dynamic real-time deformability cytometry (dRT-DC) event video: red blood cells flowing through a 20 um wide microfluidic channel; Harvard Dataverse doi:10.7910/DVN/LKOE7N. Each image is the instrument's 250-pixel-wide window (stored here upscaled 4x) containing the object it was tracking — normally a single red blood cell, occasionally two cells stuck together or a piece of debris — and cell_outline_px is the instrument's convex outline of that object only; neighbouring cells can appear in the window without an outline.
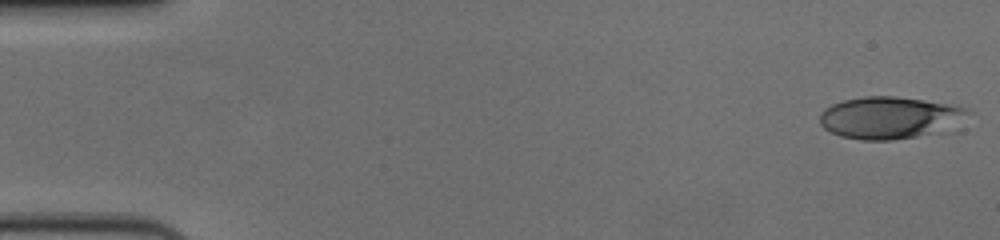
{"species": "human", "species_latin": "Homo sapiens", "temperature_condition": "cold", "stored_images_in_passage": 56, "camera_frame_rate_fps": 3000, "um_per_image_px": 0.085, "donor": {"sex": "female"}, "frame": {"image": 1, "passage_image": 1, "time_ms": 0.0, "image_size_px": [1000, 240], "cell_outline_px": [[972, 112], [952, 132], [892, 140], [860, 140], [840, 136], [824, 128], [820, 124], [820, 112], [824, 108], [832, 104], [844, 100], [864, 96], [896, 96], [924, 100], [968, 108]], "centroid_in_image_um": [75.71, 10.02], "position_along_channel_um": 9.3, "area_um2": 37.22}}
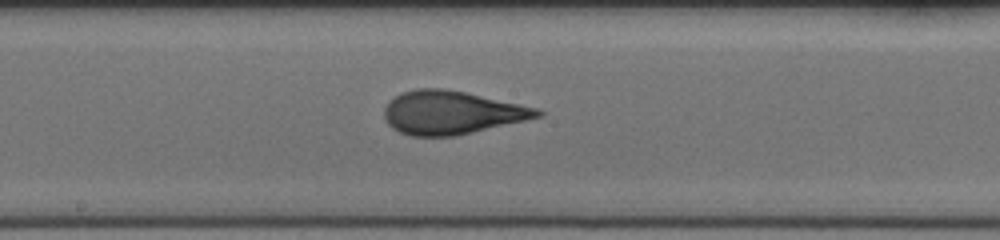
{"frame": {"image": 2, "passage_image": 30, "time_ms": 9.667, "image_size_px": [1000, 240], "cell_outline_px": [[544, 116], [456, 136], [412, 136], [400, 132], [392, 128], [384, 120], [384, 108], [388, 100], [400, 92], [416, 88], [444, 88], [464, 92], [540, 108], [544, 112]], "centroid_in_image_um": [38.37, 9.56], "position_along_channel_um": 209.8, "area_um2": 39.02}}
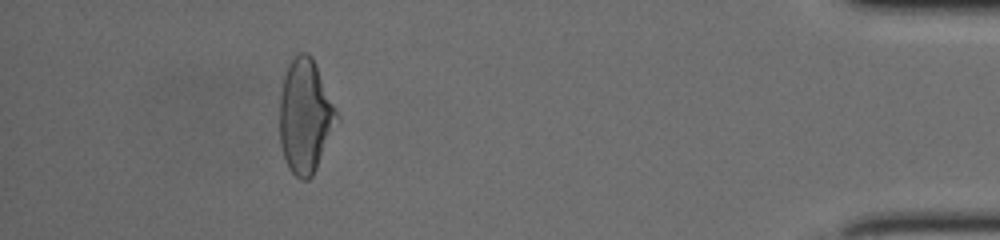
{"frame": {"image": 3, "passage_image": 51, "time_ms": 16.667, "image_size_px": [1000, 240], "cell_outline_px": [[340, 120], [312, 176], [308, 180], [300, 180], [288, 168], [284, 160], [280, 144], [280, 96], [284, 76], [288, 64], [292, 56], [300, 52], [308, 52], [316, 64], [340, 116]], "centroid_in_image_um": [25.96, 9.88], "position_along_channel_um": 409.2, "area_um2": 38.38}, "authors_computed_cell_mechanics": {"area_um2": 37.6278, "velocity_mm_per_s": 3.6611, "shape_relaxation_time_tau1_ms": 5.6139, "shape_relaxation_time_tau2_ms": 0.9519, "deformation_change_tau1": 0.1881, "deformation_change_tau2": 0.0972}}